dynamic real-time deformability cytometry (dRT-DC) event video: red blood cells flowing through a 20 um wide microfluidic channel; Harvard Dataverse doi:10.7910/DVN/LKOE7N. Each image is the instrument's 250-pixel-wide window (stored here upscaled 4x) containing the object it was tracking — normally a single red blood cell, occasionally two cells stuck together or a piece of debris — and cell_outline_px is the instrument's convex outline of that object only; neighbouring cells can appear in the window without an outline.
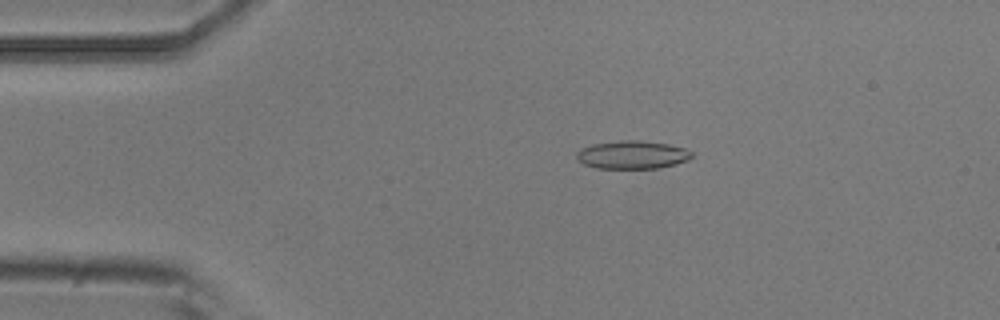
{"species": "common noctule bat (a hibernating species)", "species_latin": "Nyctalus noctula", "temperature_condition": "room temperature", "stored_images_in_passage": 6, "camera_frame_rate_fps": 3000, "um_per_image_px": 0.085, "animal": {"sex": "male", "body_mass_g": 20.5, "forearm_length_mm": 52.5}, "frame": {"image": 1, "passage_image": 3, "time_ms": 2.333, "image_size_px": [1000, 320], "cell_outline_px": [[692, 156], [688, 160], [676, 164], [660, 168], [596, 168], [584, 164], [576, 160], [576, 152], [580, 148], [592, 144], [620, 140], [640, 140], [668, 144], [684, 148], [692, 152]], "centroid_in_image_um": [53.71, 13.15], "position_along_channel_um": 31.3, "area_um2": 19.02}}
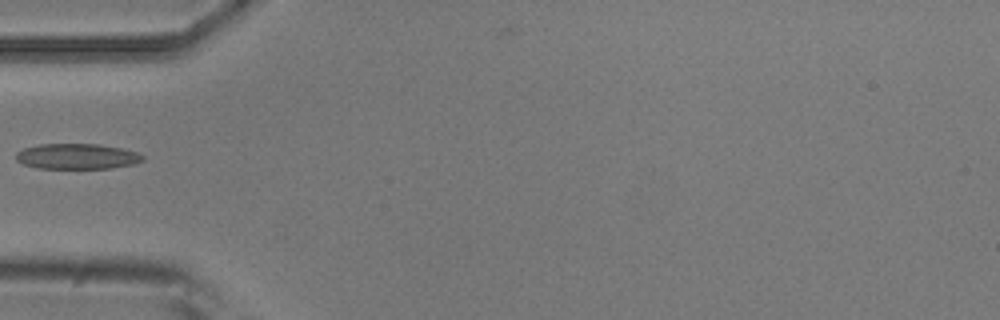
{"frame": {"image": 2, "passage_image": 5, "time_ms": 4.667, "image_size_px": [1000, 320], "cell_outline_px": [[144, 160], [132, 164], [112, 168], [36, 168], [24, 164], [16, 160], [16, 152], [24, 148], [40, 144], [100, 144], [120, 148], [136, 152], [144, 156]], "centroid_in_image_um": [6.53, 13.29], "position_along_channel_um": 78.5, "area_um2": 18.73}}
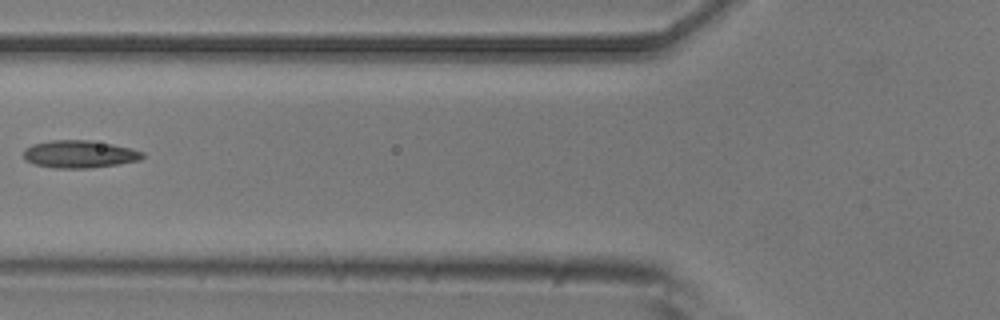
{"frame": {"image": 3, "passage_image": 6, "time_ms": 5.667, "image_size_px": [1000, 320], "cell_outline_px": [[144, 156], [140, 160], [116, 164], [88, 168], [56, 168], [32, 164], [24, 160], [24, 148], [32, 144], [52, 140], [88, 140], [112, 144], [132, 148], [144, 152]], "centroid_in_image_um": [6.72, 13.1], "position_along_channel_um": 119.1, "area_um2": 19.13}}